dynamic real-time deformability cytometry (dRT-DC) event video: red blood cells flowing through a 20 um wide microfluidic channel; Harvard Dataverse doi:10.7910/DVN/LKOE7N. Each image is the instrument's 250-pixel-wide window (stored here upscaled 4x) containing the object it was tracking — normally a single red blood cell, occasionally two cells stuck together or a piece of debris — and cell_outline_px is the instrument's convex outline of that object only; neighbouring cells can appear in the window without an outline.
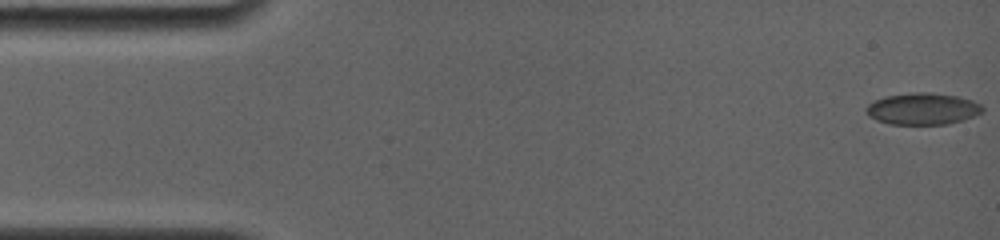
{"species": "common noctule bat (a hibernating species)", "species_latin": "Nyctalus noctula", "temperature_condition": "room temperature", "stored_images_in_passage": 32, "camera_frame_rate_fps": 4000, "um_per_image_px": 0.085, "animal": {"sex": "female", "body_mass_g": 19.0, "forearm_length_mm": 56.7}, "frame": {"image": 1, "passage_image": 1, "time_ms": 0.0, "image_size_px": [1000, 240], "cell_outline_px": [[980, 112], [944, 124], [892, 124], [880, 120], [872, 116], [868, 112], [868, 104], [876, 100], [888, 96], [952, 96], [968, 100], [976, 104], [980, 108]], "centroid_in_image_um": [78.34, 9.31], "position_along_channel_um": 6.7, "area_um2": 18.9}}
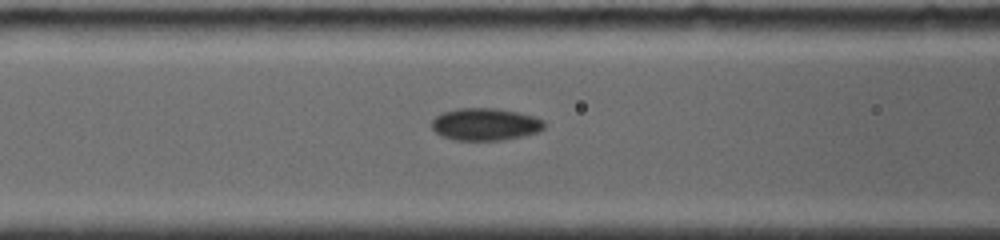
{"frame": {"image": 2, "passage_image": 14, "time_ms": 6.5, "image_size_px": [1000, 240], "cell_outline_px": [[544, 128], [536, 132], [524, 136], [500, 140], [456, 140], [440, 136], [432, 128], [432, 120], [440, 112], [460, 108], [496, 108], [520, 112], [544, 120]], "centroid_in_image_um": [41.23, 10.56], "position_along_channel_um": 125.4, "area_um2": 21.27}}
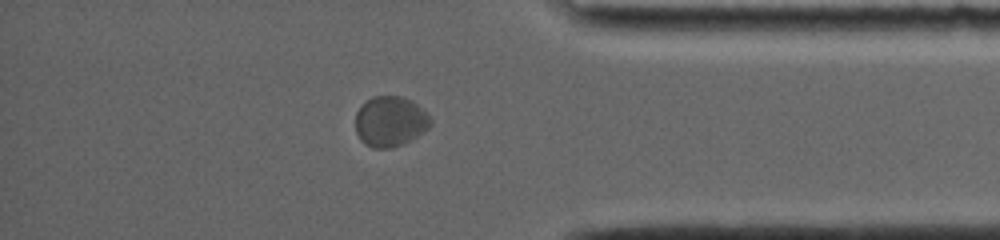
{"frame": {"image": 3, "passage_image": 28, "time_ms": 14.0, "image_size_px": [1000, 240], "cell_outline_px": [[432, 124], [424, 132], [412, 140], [404, 144], [392, 148], [372, 148], [364, 144], [360, 140], [356, 132], [356, 112], [360, 104], [372, 96], [400, 96], [416, 104], [432, 120]], "centroid_in_image_um": [33.13, 10.34], "position_along_channel_um": 402.1, "area_um2": 22.2}, "authors_computed_cell_mechanics": {"area_um2": 20.8658, "velocity_mm_per_s": 3.7755, "shape_relaxation_time_tau1_ms": null, "shape_relaxation_time_tau2_ms": 1.8477, "deformation_change_tau1": null, "deformation_change_tau2": 0.0466}}